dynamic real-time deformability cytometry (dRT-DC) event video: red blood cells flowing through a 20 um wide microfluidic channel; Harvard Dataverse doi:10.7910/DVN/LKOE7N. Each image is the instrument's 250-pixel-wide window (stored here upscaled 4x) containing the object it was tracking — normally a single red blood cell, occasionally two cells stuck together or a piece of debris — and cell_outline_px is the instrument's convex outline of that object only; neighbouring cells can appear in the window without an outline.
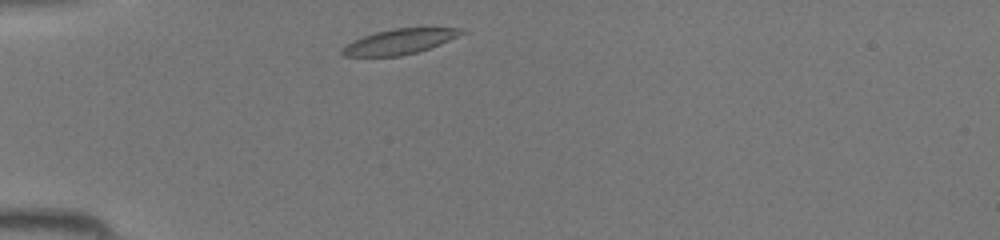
{"species": "common noctule bat (a hibernating species)", "species_latin": "Nyctalus noctula", "temperature_condition": "room temperature", "stored_images_in_passage": 32, "camera_frame_rate_fps": 3000, "um_per_image_px": 0.085, "animal": {"sex": "female", "body_mass_g": 19.5, "forearm_length_mm": 54.1}, "frame": {"image": 1, "passage_image": 1, "time_ms": 0.0, "image_size_px": [1000, 240], "cell_outline_px": [[468, 32], [440, 44], [416, 52], [400, 56], [344, 56], [340, 52], [340, 48], [352, 40], [376, 32], [392, 28], [464, 28]], "centroid_in_image_um": [33.95, 3.53], "position_along_channel_um": 51.1, "area_um2": 17.51}}
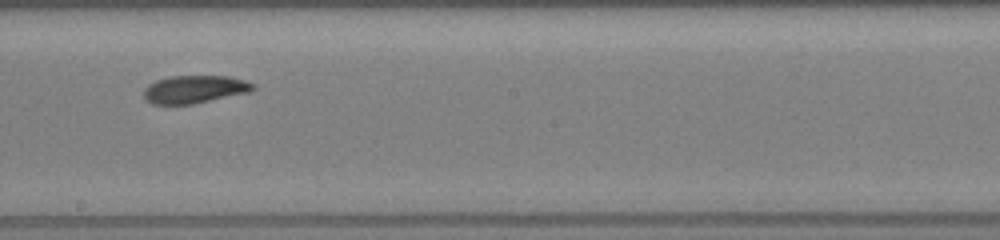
{"frame": {"image": 2, "passage_image": 14, "time_ms": 4.333, "image_size_px": [1000, 240], "cell_outline_px": [[256, 88], [252, 92], [192, 104], [152, 104], [144, 100], [144, 88], [148, 84], [156, 80], [172, 76], [228, 76], [244, 80], [256, 84]], "centroid_in_image_um": [16.56, 7.59], "position_along_channel_um": 231.6, "area_um2": 17.92}}
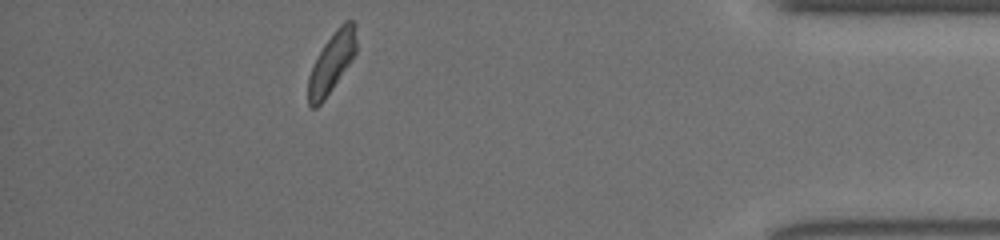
{"frame": {"image": 3, "passage_image": 28, "time_ms": 9.0, "image_size_px": [1000, 240], "cell_outline_px": [[356, 52], [352, 60], [324, 100], [316, 108], [312, 108], [308, 104], [308, 76], [324, 44], [340, 24], [344, 20], [352, 20], [356, 24]], "centroid_in_image_um": [28.21, 5.31], "position_along_channel_um": 407.0, "area_um2": 16.7}}